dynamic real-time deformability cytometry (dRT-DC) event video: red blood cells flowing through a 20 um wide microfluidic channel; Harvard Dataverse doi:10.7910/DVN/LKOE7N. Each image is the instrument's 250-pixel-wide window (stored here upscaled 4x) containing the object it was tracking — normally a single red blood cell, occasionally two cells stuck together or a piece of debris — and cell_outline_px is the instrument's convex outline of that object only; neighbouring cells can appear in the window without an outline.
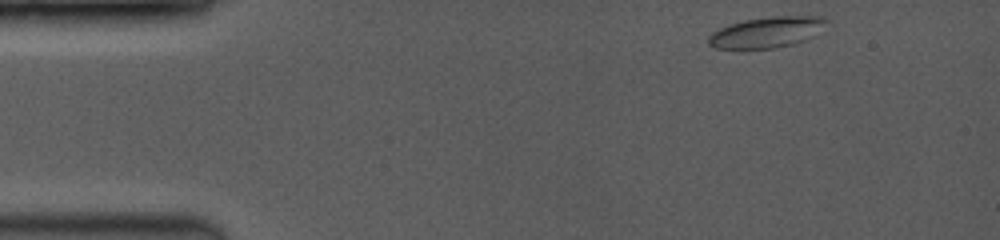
{"species": "common noctule bat (a hibernating species)", "species_latin": "Nyctalus noctula", "temperature_condition": "room temperature", "stored_images_in_passage": 29, "camera_frame_rate_fps": 3500, "um_per_image_px": 0.085, "animal": {"sex": "female", "body_mass_g": 19.0, "forearm_length_mm": 53.3}, "frame": {"image": 1, "passage_image": 1, "time_ms": 0.0, "image_size_px": [1000, 240], "cell_outline_px": [[828, 20], [816, 36], [792, 44], [772, 48], [712, 48], [708, 44], [708, 36], [712, 32], [720, 28], [744, 20], [776, 16], [820, 16]], "centroid_in_image_um": [65.18, 2.74], "position_along_channel_um": 19.8, "area_um2": 20.98}}
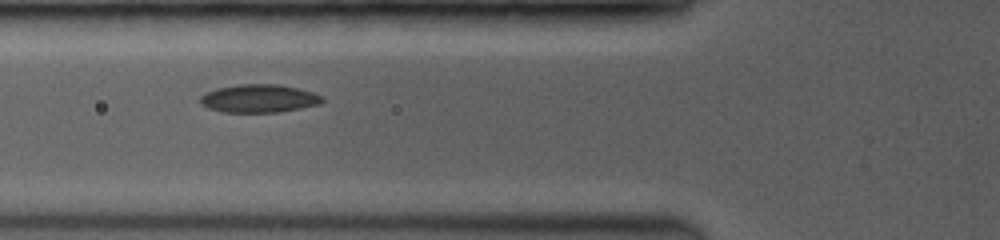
{"frame": {"image": 2, "passage_image": 21, "time_ms": 4.286, "image_size_px": [1000, 240], "cell_outline_px": [[324, 100], [320, 104], [280, 112], [224, 112], [208, 108], [200, 104], [200, 96], [204, 92], [216, 88], [240, 84], [280, 84], [312, 92], [324, 96]], "centroid_in_image_um": [22.0, 8.37], "position_along_channel_um": 103.8, "area_um2": 20.11}}
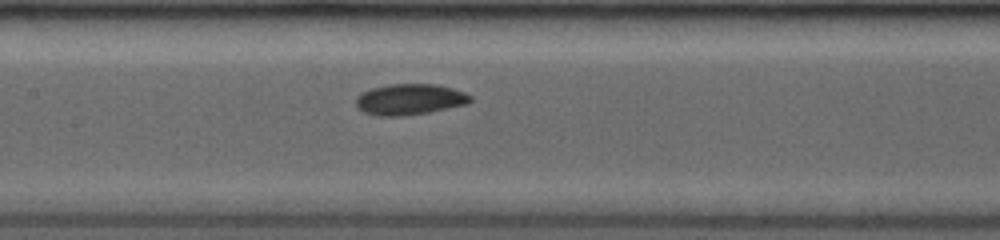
{"frame": {"image": 3, "passage_image": 29, "time_ms": 6.0, "image_size_px": [1000, 240], "cell_outline_px": [[472, 100], [468, 104], [428, 112], [400, 116], [380, 116], [364, 112], [356, 108], [356, 96], [360, 92], [372, 88], [388, 84], [436, 84], [452, 88], [464, 92], [472, 96]], "centroid_in_image_um": [34.81, 8.44], "position_along_channel_um": 172.6, "area_um2": 20.75}}